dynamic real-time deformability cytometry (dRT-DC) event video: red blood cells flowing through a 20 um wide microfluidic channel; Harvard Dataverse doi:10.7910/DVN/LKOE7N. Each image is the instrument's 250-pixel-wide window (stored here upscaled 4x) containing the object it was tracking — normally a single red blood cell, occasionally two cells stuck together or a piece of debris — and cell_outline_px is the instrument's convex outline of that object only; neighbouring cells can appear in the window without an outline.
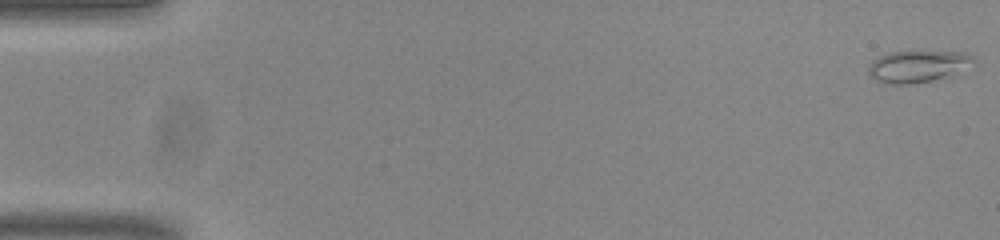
{"species": "common noctule bat (a hibernating species)", "species_latin": "Nyctalus noctula", "temperature_condition": "room temperature", "stored_images_in_passage": 54, "camera_frame_rate_fps": 3000, "um_per_image_px": 0.085, "animal": {"sex": "male", "body_mass_g": 20.0, "forearm_length_mm": 53.3}, "frame": {"image": 1, "passage_image": 1, "time_ms": 0.0, "image_size_px": [1000, 240], "cell_outline_px": [[976, 60], [952, 76], [912, 84], [892, 84], [876, 80], [868, 76], [868, 68], [872, 60], [880, 56], [892, 52], [964, 52], [976, 56]], "centroid_in_image_um": [78.01, 5.65], "position_along_channel_um": 7.0, "area_um2": 19.42}}
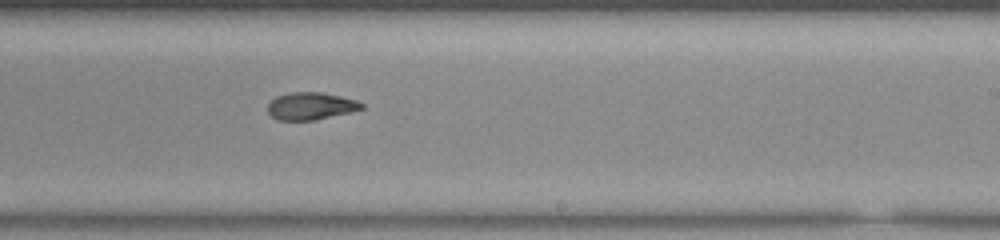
{"frame": {"image": 2, "passage_image": 33, "time_ms": 10.667, "image_size_px": [1000, 240], "cell_outline_px": [[364, 108], [352, 112], [312, 120], [276, 120], [268, 112], [268, 104], [276, 96], [292, 92], [320, 92], [340, 96], [356, 100], [364, 104]], "centroid_in_image_um": [26.42, 9.01], "position_along_channel_um": 262.6, "area_um2": 14.91}}
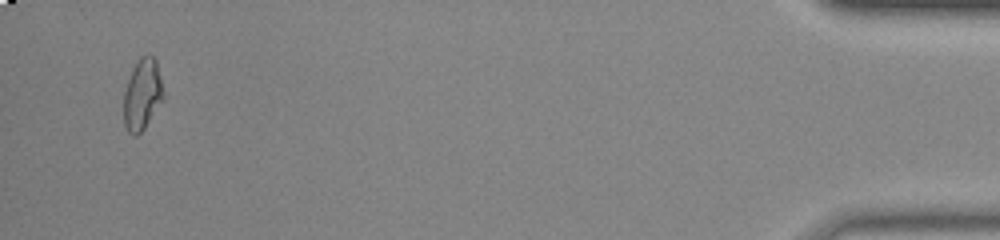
{"frame": {"image": 3, "passage_image": 52, "time_ms": 17.0, "image_size_px": [1000, 240], "cell_outline_px": [[164, 96], [144, 128], [136, 136], [132, 136], [128, 132], [124, 124], [124, 92], [132, 68], [136, 60], [140, 56], [152, 56], [156, 60], [164, 92]], "centroid_in_image_um": [12.08, 8.02], "position_along_channel_um": 423.1, "area_um2": 16.24}, "authors_computed_cell_mechanics": {"area_um2": 16.0684, "velocity_mm_per_s": 3.833, "shape_relaxation_time_tau1_ms": null, "shape_relaxation_time_tau2_ms": 3.1857, "deformation_change_tau1": null, "deformation_change_tau2": 0.0862}}